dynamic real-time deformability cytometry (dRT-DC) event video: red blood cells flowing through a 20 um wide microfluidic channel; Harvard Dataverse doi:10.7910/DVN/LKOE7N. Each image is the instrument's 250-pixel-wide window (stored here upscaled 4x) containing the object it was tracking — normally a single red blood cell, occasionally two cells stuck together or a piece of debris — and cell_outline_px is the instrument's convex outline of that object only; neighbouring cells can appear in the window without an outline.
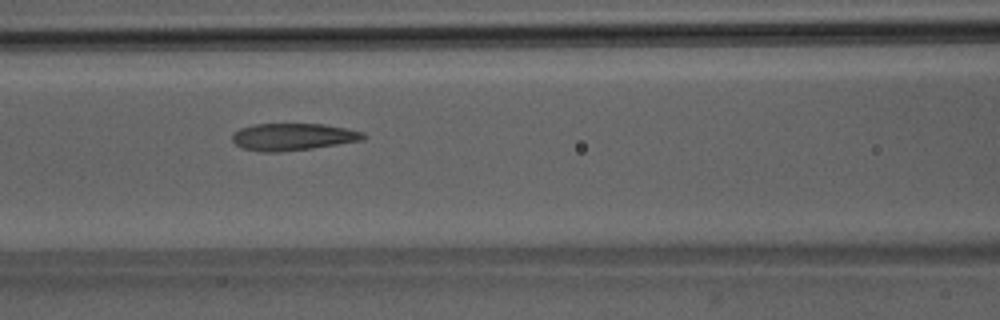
{"species": "Egyptian fruit bat (a non-hibernating species)", "species_latin": "Rousettus aegyptiacus", "temperature_condition": "room temperature", "stored_images_in_passage": 9, "camera_frame_rate_fps": 3000, "um_per_image_px": 0.085, "animal": {"sex": "male"}, "frame": {"image": 1, "passage_image": 6, "time_ms": 6.667, "image_size_px": [1000, 320], "cell_outline_px": [[368, 136], [364, 140], [312, 148], [276, 152], [260, 152], [244, 148], [236, 144], [232, 140], [232, 132], [240, 128], [256, 124], [324, 124], [364, 132]], "centroid_in_image_um": [24.9, 11.63], "position_along_channel_um": 141.7, "area_um2": 20.69}}